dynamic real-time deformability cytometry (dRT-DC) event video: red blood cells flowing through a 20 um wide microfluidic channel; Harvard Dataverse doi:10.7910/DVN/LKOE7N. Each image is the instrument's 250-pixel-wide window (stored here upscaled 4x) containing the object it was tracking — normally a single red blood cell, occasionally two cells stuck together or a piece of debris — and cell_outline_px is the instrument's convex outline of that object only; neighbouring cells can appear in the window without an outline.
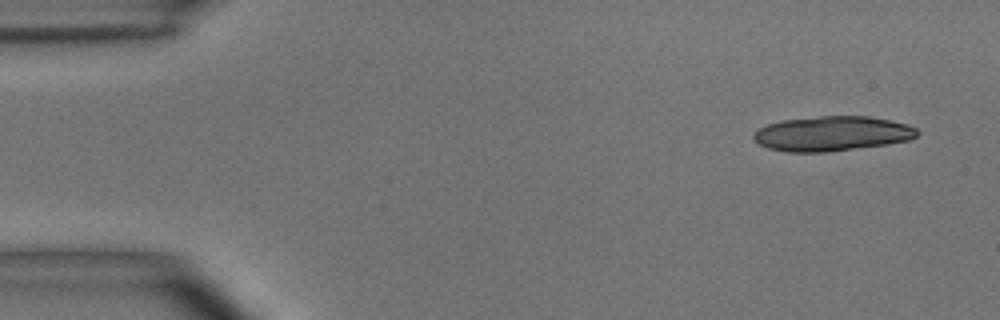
{"species": "common noctule bat (a hibernating species)", "species_latin": "Nyctalus noctula", "temperature_condition": "room temperature", "stored_images_in_passage": 4, "camera_frame_rate_fps": 3000, "um_per_image_px": 0.085, "animal": {"sex": "male", "body_mass_g": 15.6}, "frame": {"image": 1, "passage_image": 1, "time_ms": 0.0, "image_size_px": [1000, 320], "cell_outline_px": [[920, 132], [916, 136], [908, 140], [888, 144], [824, 152], [784, 152], [768, 148], [760, 144], [752, 136], [752, 132], [756, 128], [780, 120], [820, 116], [868, 116], [908, 124], [916, 128]], "centroid_in_image_um": [70.69, 11.35], "position_along_channel_um": 14.3, "area_um2": 33.29}}